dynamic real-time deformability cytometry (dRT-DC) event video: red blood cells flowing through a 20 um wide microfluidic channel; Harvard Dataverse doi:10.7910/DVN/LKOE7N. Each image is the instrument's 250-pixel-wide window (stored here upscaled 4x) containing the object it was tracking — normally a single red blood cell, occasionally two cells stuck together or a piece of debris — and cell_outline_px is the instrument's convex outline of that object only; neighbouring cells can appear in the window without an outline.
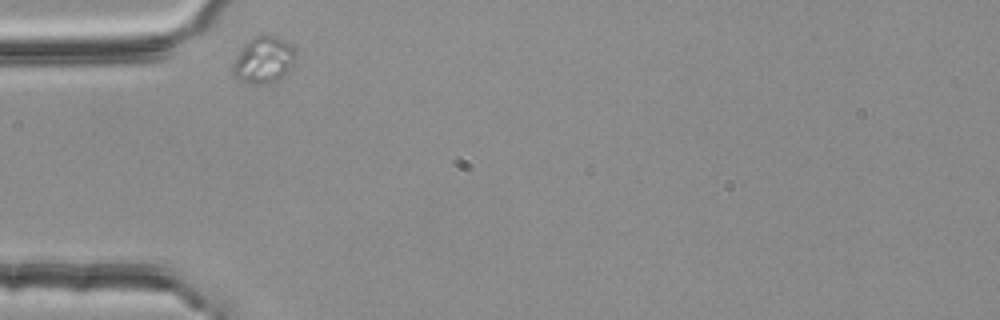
{"species": "common noctule bat (a hibernating species)", "species_latin": "Nyctalus noctula", "temperature_condition": "room temperature", "stored_images_in_passage": 2, "camera_frame_rate_fps": 3000, "um_per_image_px": 0.085, "animal": {"sex": "female", "body_mass_g": 25.1}, "frame": {"image": 1, "passage_image": 1, "time_ms": 0.0, "image_size_px": [1000, 320], "cell_outline_px": [[296, 56], [288, 72], [276, 80], [268, 84], [252, 84], [240, 80], [232, 76], [232, 64], [244, 44], [248, 40], [256, 36], [276, 36], [284, 40], [296, 52]], "centroid_in_image_um": [22.38, 5.12], "position_along_channel_um": 62.6, "area_um2": 16.88}}